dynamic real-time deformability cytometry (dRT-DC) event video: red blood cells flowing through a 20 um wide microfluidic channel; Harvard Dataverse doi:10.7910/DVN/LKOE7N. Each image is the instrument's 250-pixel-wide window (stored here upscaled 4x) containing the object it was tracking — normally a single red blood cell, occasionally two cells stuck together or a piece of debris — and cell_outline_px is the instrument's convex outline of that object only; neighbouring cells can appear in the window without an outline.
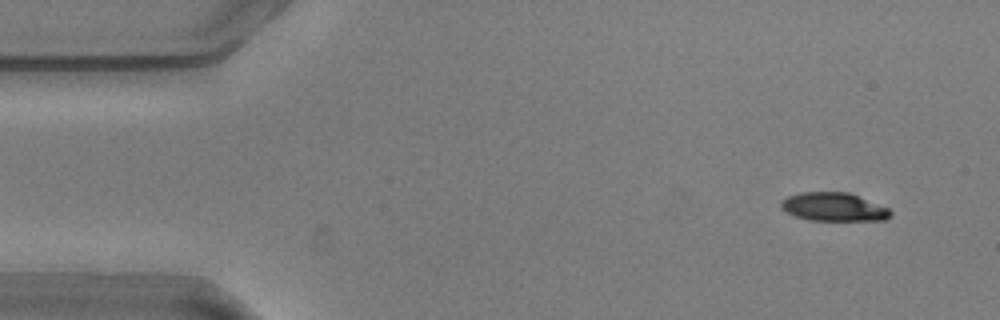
{"species": "common noctule bat (a hibernating species)", "species_latin": "Nyctalus noctula", "temperature_condition": "warm", "stored_images_in_passage": 55, "camera_frame_rate_fps": 3000, "um_per_image_px": 0.085, "animal": {"sex": "male", "body_mass_g": 20.5, "forearm_length_mm": 52.5}, "frame": {"image": 1, "passage_image": 4, "time_ms": 1.0, "image_size_px": [1000, 320], "cell_outline_px": [[892, 216], [884, 220], [808, 220], [796, 216], [780, 208], [780, 200], [788, 196], [800, 192], [848, 192], [888, 208], [892, 212]], "centroid_in_image_um": [70.84, 17.59], "position_along_channel_um": 14.2, "area_um2": 18.09}}
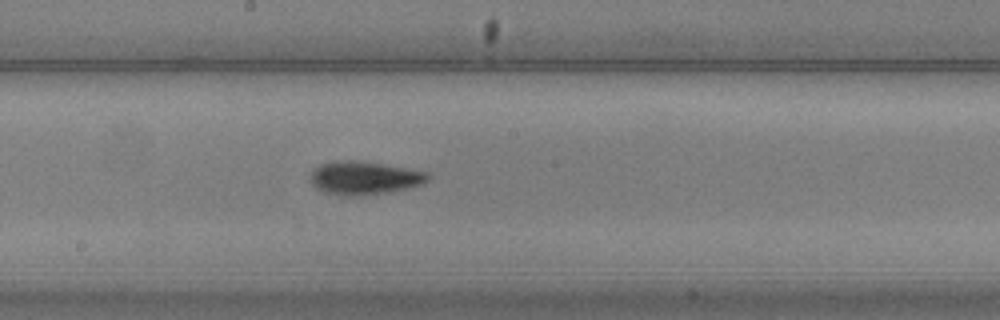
{"frame": {"image": 2, "passage_image": 29, "time_ms": 9.333, "image_size_px": [1000, 320], "cell_outline_px": [[432, 176], [424, 184], [388, 192], [356, 196], [348, 196], [324, 192], [316, 188], [312, 184], [312, 168], [320, 164], [336, 160], [352, 160], [380, 164], [428, 172]], "centroid_in_image_um": [30.96, 15.12], "position_along_channel_um": 217.2, "area_um2": 22.6}}
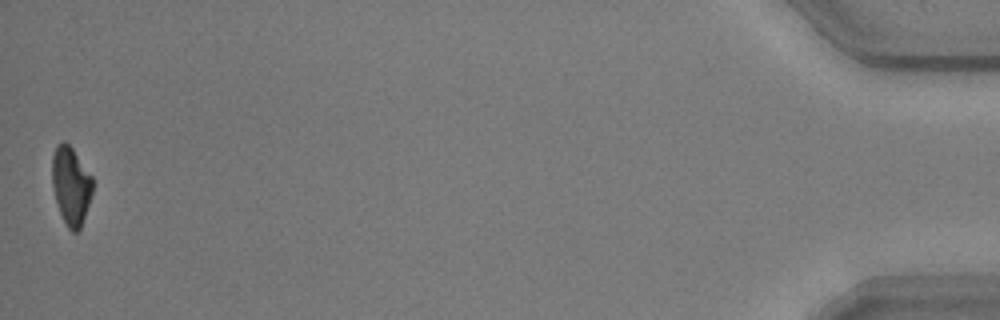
{"frame": {"image": 3, "passage_image": 55, "time_ms": 18.0, "image_size_px": [1000, 320], "cell_outline_px": [[92, 192], [80, 228], [76, 232], [72, 232], [68, 228], [60, 212], [56, 200], [52, 184], [52, 156], [56, 144], [64, 140], [72, 148], [92, 176]], "centroid_in_image_um": [6.01, 15.74], "position_along_channel_um": 429.2, "area_um2": 18.15}, "authors_computed_cell_mechanics": {"area_um2": 20.7502, "velocity_mm_per_s": 3.6041, "shape_relaxation_time_tau1_ms": 5.2312, "shape_relaxation_time_tau2_ms": 6.0621, "deformation_change_tau1": 0.1728, "deformation_change_tau2": 0.1234}}